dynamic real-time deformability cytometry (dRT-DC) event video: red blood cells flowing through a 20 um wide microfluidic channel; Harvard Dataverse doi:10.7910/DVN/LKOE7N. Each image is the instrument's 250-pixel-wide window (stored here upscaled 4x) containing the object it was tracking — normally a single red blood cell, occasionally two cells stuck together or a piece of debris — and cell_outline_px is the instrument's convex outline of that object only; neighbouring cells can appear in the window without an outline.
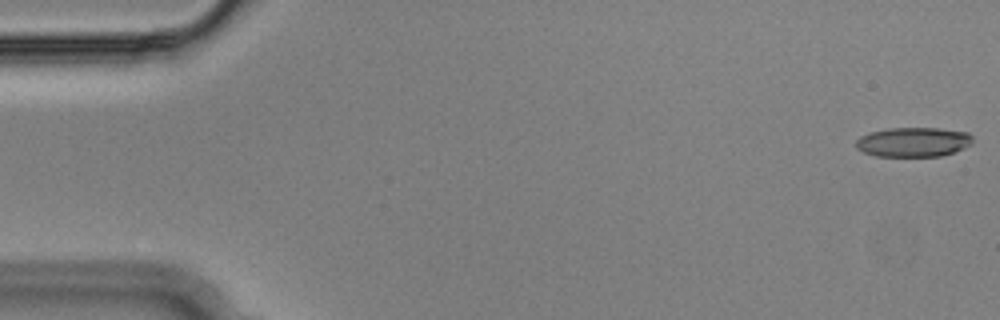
{"species": "Egyptian fruit bat (a non-hibernating species)", "species_latin": "Rousettus aegyptiacus", "temperature_condition": "cold", "stored_images_in_passage": 55, "camera_frame_rate_fps": 3000, "um_per_image_px": 0.085, "animal": {"sex": "male"}, "frame": {"image": 1, "passage_image": 1, "time_ms": 0.0, "image_size_px": [1000, 320], "cell_outline_px": [[972, 144], [964, 148], [940, 156], [876, 156], [864, 152], [856, 148], [856, 140], [860, 136], [872, 132], [888, 128], [940, 128], [968, 132], [972, 136]], "centroid_in_image_um": [77.64, 12.07], "position_along_channel_um": 7.4, "area_um2": 20.06}}
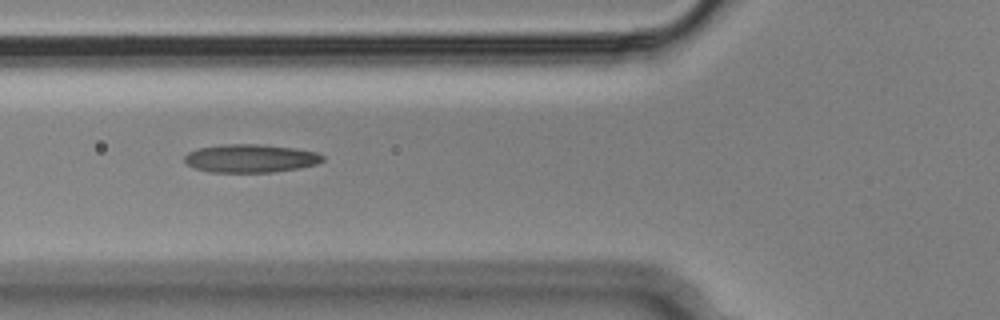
{"frame": {"image": 2, "passage_image": 20, "time_ms": 6.333, "image_size_px": [1000, 320], "cell_outline_px": [[324, 160], [316, 164], [300, 168], [272, 172], [208, 172], [196, 168], [188, 164], [184, 160], [184, 156], [188, 152], [200, 148], [220, 144], [260, 144], [296, 148], [316, 152], [324, 156]], "centroid_in_image_um": [21.31, 13.46], "position_along_channel_um": 104.5, "area_um2": 22.77}}
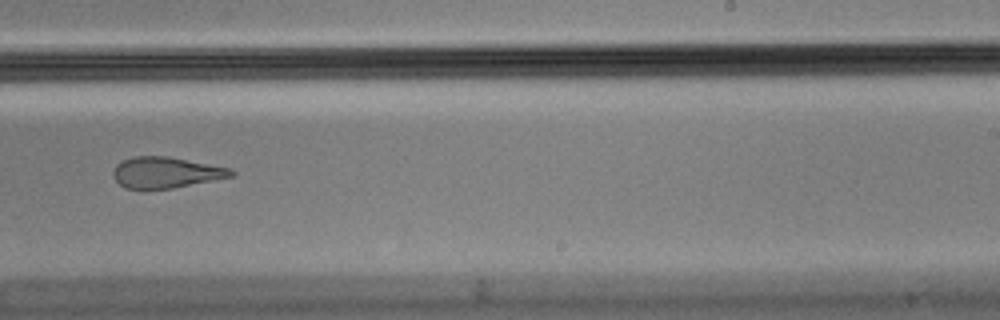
{"frame": {"image": 3, "passage_image": 34, "time_ms": 11.0, "image_size_px": [1000, 320], "cell_outline_px": [[236, 172], [232, 176], [172, 188], [144, 192], [124, 188], [112, 176], [112, 172], [116, 164], [124, 160], [136, 156], [168, 156], [232, 168]], "centroid_in_image_um": [14.05, 14.69], "position_along_channel_um": 275.0, "area_um2": 21.79}, "authors_computed_cell_mechanics": {"area_um2": 22.4264, "velocity_mm_per_s": 3.6503, "shape_relaxation_time_tau1_ms": null, "shape_relaxation_time_tau2_ms": 2.5656, "deformation_change_tau1": null, "deformation_change_tau2": 0.1128}}